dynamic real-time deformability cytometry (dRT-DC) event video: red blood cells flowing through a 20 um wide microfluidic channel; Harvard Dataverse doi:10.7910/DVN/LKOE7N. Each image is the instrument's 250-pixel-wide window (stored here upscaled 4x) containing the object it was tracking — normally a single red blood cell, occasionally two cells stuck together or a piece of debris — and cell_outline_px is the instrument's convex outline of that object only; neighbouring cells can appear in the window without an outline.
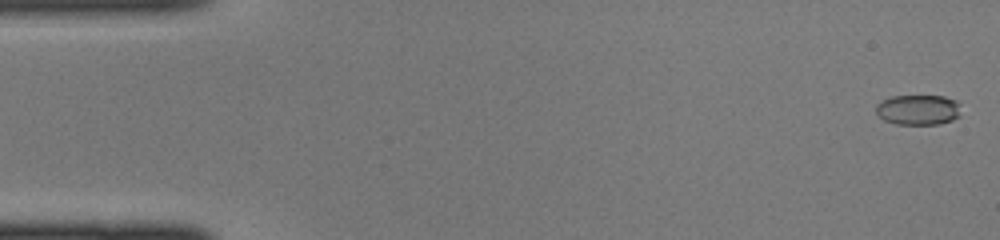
{"species": "common noctule bat (a hibernating species)", "species_latin": "Nyctalus noctula", "temperature_condition": "cold", "stored_images_in_passage": 44, "camera_frame_rate_fps": 3000, "um_per_image_px": 0.085, "animal": {"sex": "female", "body_mass_g": 22.0, "forearm_length_mm": 56.7}, "frame": {"image": 1, "passage_image": 1, "time_ms": 0.0, "image_size_px": [1000, 240], "cell_outline_px": [[960, 116], [952, 120], [940, 124], [896, 124], [884, 120], [876, 112], [876, 104], [892, 96], [944, 96], [956, 100]], "centroid_in_image_um": [78.04, 9.33], "position_along_channel_um": 7.0, "area_um2": 14.85}}
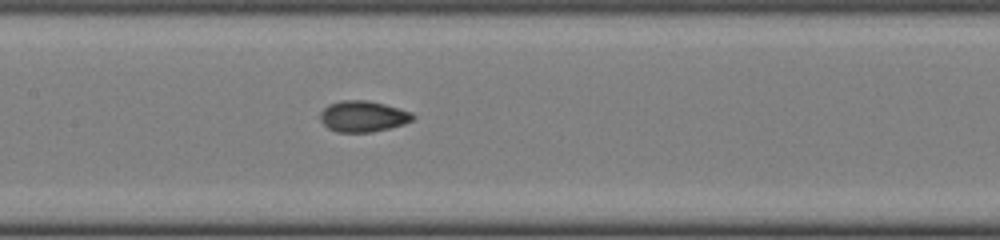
{"frame": {"image": 2, "passage_image": 21, "time_ms": 6.667, "image_size_px": [1000, 240], "cell_outline_px": [[416, 116], [412, 120], [404, 124], [372, 132], [336, 132], [328, 128], [320, 120], [320, 112], [328, 104], [340, 100], [368, 100], [384, 104], [412, 112]], "centroid_in_image_um": [30.84, 9.88], "position_along_channel_um": 176.6, "area_um2": 16.82}}
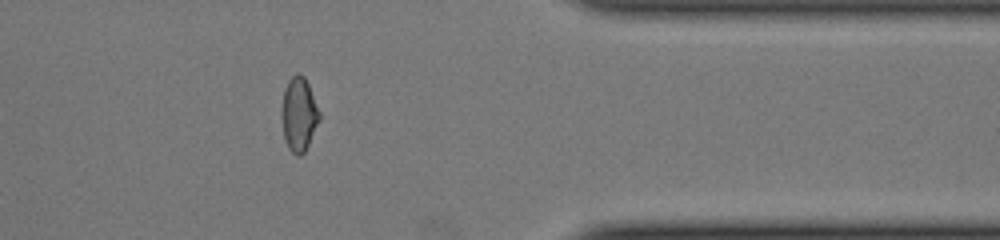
{"frame": {"image": 3, "passage_image": 36, "time_ms": 11.667, "image_size_px": [1000, 240], "cell_outline_px": [[320, 120], [304, 152], [300, 156], [296, 156], [288, 148], [284, 140], [284, 88], [288, 80], [296, 72], [300, 72], [304, 76], [308, 84], [320, 112]], "centroid_in_image_um": [25.44, 9.7], "position_along_channel_um": 386.0, "area_um2": 15.78}}